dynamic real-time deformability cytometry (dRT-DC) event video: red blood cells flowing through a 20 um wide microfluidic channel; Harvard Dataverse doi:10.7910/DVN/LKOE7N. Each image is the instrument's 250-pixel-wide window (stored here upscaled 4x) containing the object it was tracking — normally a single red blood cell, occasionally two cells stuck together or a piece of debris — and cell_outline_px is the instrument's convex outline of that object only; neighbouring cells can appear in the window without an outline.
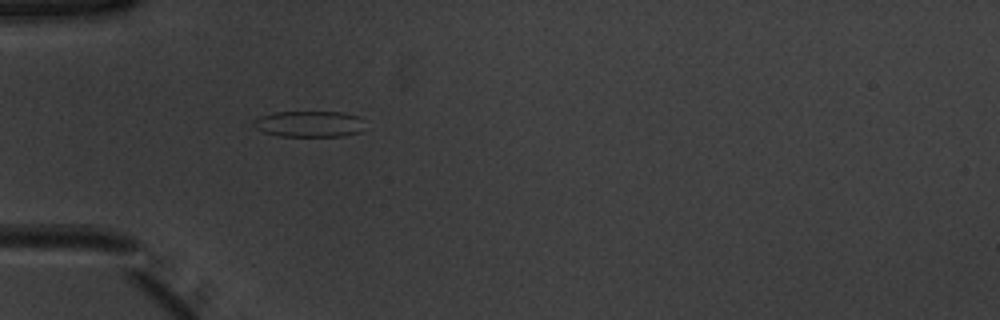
{"species": "common noctule bat (a hibernating species)", "species_latin": "Nyctalus noctula", "temperature_condition": "warm", "stored_images_in_passage": 7, "camera_frame_rate_fps": 3000, "um_per_image_px": 0.085, "animal": {"sex": "male", "body_mass_g": 20.1, "forearm_length_mm": 53.5}, "frame": {"image": 1, "passage_image": 1, "time_ms": 0.0, "image_size_px": [1000, 320], "cell_outline_px": [[360, 132], [344, 136], [280, 136], [264, 132], [256, 128], [252, 124], [252, 120], [260, 116], [276, 112], [344, 112], [360, 116]], "centroid_in_image_um": [26.23, 10.53], "position_along_channel_um": 58.8, "area_um2": 16.82}}